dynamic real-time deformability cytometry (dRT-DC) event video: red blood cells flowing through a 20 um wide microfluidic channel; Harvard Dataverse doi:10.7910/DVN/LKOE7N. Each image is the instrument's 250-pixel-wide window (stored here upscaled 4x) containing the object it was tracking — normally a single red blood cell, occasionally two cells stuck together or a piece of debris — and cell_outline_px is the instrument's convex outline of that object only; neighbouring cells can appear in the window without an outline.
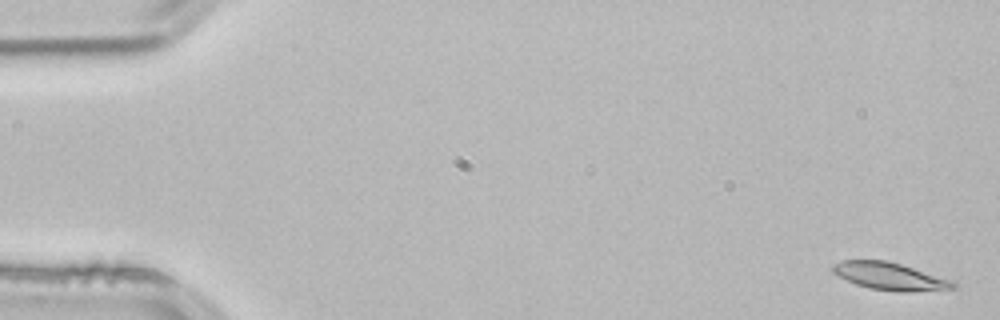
{"species": "common noctule bat (a hibernating species)", "species_latin": "Nyctalus noctula", "temperature_condition": "room temperature", "stored_images_in_passage": 4, "camera_frame_rate_fps": 3000, "um_per_image_px": 0.085, "animal": {"sex": "male", "body_mass_g": 21.5, "forearm_length_mm": 52.0}, "frame": {"image": 1, "passage_image": 1, "time_ms": 0.0, "image_size_px": [1000, 320], "cell_outline_px": [[956, 288], [908, 292], [900, 292], [868, 288], [856, 284], [832, 272], [832, 264], [844, 260], [884, 260], [900, 264], [948, 280], [956, 284]], "centroid_in_image_um": [75.57, 23.49], "position_along_channel_um": 9.4, "area_um2": 18.73}}
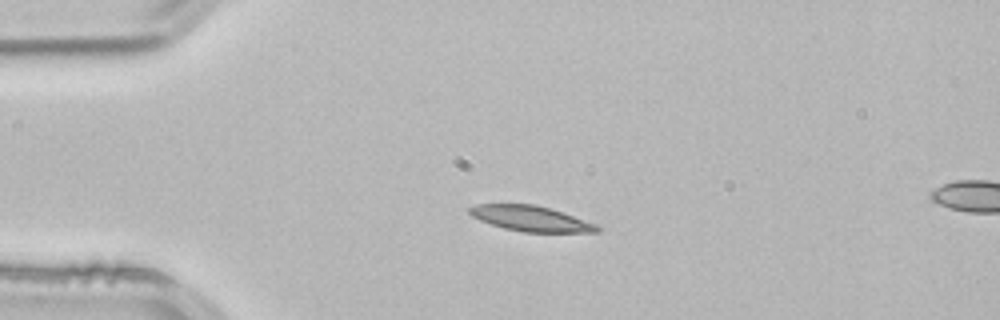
{"frame": {"image": 2, "passage_image": 3, "time_ms": 0.667, "image_size_px": [1000, 320], "cell_outline_px": [[600, 232], [524, 232], [504, 228], [480, 220], [472, 216], [468, 212], [468, 208], [476, 204], [536, 204], [596, 224], [600, 228]], "centroid_in_image_um": [45.08, 18.58], "position_along_channel_um": 39.9, "area_um2": 18.61}}